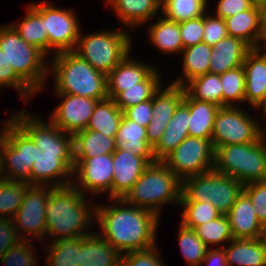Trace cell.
<instances>
[{
	"mask_svg": "<svg viewBox=\"0 0 266 266\" xmlns=\"http://www.w3.org/2000/svg\"><path fill=\"white\" fill-rule=\"evenodd\" d=\"M34 116L20 110L11 117L41 150L32 165L31 185L62 187L72 184L73 136L61 131L51 120L45 122Z\"/></svg>",
	"mask_w": 266,
	"mask_h": 266,
	"instance_id": "cell-1",
	"label": "cell"
},
{
	"mask_svg": "<svg viewBox=\"0 0 266 266\" xmlns=\"http://www.w3.org/2000/svg\"><path fill=\"white\" fill-rule=\"evenodd\" d=\"M112 204H96L100 235L121 254L142 251L156 245L159 216L148 209L132 206L123 198H110Z\"/></svg>",
	"mask_w": 266,
	"mask_h": 266,
	"instance_id": "cell-2",
	"label": "cell"
},
{
	"mask_svg": "<svg viewBox=\"0 0 266 266\" xmlns=\"http://www.w3.org/2000/svg\"><path fill=\"white\" fill-rule=\"evenodd\" d=\"M87 201L88 198L73 184L53 187L46 203L45 236L49 235L48 238L54 241L92 234L89 227L96 225V204L91 206Z\"/></svg>",
	"mask_w": 266,
	"mask_h": 266,
	"instance_id": "cell-3",
	"label": "cell"
},
{
	"mask_svg": "<svg viewBox=\"0 0 266 266\" xmlns=\"http://www.w3.org/2000/svg\"><path fill=\"white\" fill-rule=\"evenodd\" d=\"M51 59L48 74H53V93L72 94L98 101L108 97L107 75L93 68L75 52H60Z\"/></svg>",
	"mask_w": 266,
	"mask_h": 266,
	"instance_id": "cell-4",
	"label": "cell"
},
{
	"mask_svg": "<svg viewBox=\"0 0 266 266\" xmlns=\"http://www.w3.org/2000/svg\"><path fill=\"white\" fill-rule=\"evenodd\" d=\"M182 181L162 161L150 163L123 199L159 217L166 204L179 205Z\"/></svg>",
	"mask_w": 266,
	"mask_h": 266,
	"instance_id": "cell-5",
	"label": "cell"
},
{
	"mask_svg": "<svg viewBox=\"0 0 266 266\" xmlns=\"http://www.w3.org/2000/svg\"><path fill=\"white\" fill-rule=\"evenodd\" d=\"M0 49L8 65L39 94L49 77L48 57L37 47L26 43L11 24L0 26Z\"/></svg>",
	"mask_w": 266,
	"mask_h": 266,
	"instance_id": "cell-6",
	"label": "cell"
},
{
	"mask_svg": "<svg viewBox=\"0 0 266 266\" xmlns=\"http://www.w3.org/2000/svg\"><path fill=\"white\" fill-rule=\"evenodd\" d=\"M127 29L79 33L73 52L86 60L93 68L108 75L132 49V36Z\"/></svg>",
	"mask_w": 266,
	"mask_h": 266,
	"instance_id": "cell-7",
	"label": "cell"
},
{
	"mask_svg": "<svg viewBox=\"0 0 266 266\" xmlns=\"http://www.w3.org/2000/svg\"><path fill=\"white\" fill-rule=\"evenodd\" d=\"M4 125V126H3ZM0 131V162L4 180L31 185V170L40 148L10 118Z\"/></svg>",
	"mask_w": 266,
	"mask_h": 266,
	"instance_id": "cell-8",
	"label": "cell"
},
{
	"mask_svg": "<svg viewBox=\"0 0 266 266\" xmlns=\"http://www.w3.org/2000/svg\"><path fill=\"white\" fill-rule=\"evenodd\" d=\"M214 170L242 184L266 180V149L261 138L255 142L216 147Z\"/></svg>",
	"mask_w": 266,
	"mask_h": 266,
	"instance_id": "cell-9",
	"label": "cell"
},
{
	"mask_svg": "<svg viewBox=\"0 0 266 266\" xmlns=\"http://www.w3.org/2000/svg\"><path fill=\"white\" fill-rule=\"evenodd\" d=\"M243 191L244 184L213 169L184 179L179 202H209L227 215Z\"/></svg>",
	"mask_w": 266,
	"mask_h": 266,
	"instance_id": "cell-10",
	"label": "cell"
},
{
	"mask_svg": "<svg viewBox=\"0 0 266 266\" xmlns=\"http://www.w3.org/2000/svg\"><path fill=\"white\" fill-rule=\"evenodd\" d=\"M29 5L44 19L45 32L48 34V56L50 53L52 56L74 51L81 31L75 11L58 8L48 1Z\"/></svg>",
	"mask_w": 266,
	"mask_h": 266,
	"instance_id": "cell-11",
	"label": "cell"
},
{
	"mask_svg": "<svg viewBox=\"0 0 266 266\" xmlns=\"http://www.w3.org/2000/svg\"><path fill=\"white\" fill-rule=\"evenodd\" d=\"M239 106L220 107L215 116L211 141L214 149L229 144L255 142L260 138L261 122Z\"/></svg>",
	"mask_w": 266,
	"mask_h": 266,
	"instance_id": "cell-12",
	"label": "cell"
},
{
	"mask_svg": "<svg viewBox=\"0 0 266 266\" xmlns=\"http://www.w3.org/2000/svg\"><path fill=\"white\" fill-rule=\"evenodd\" d=\"M214 154L211 140L188 136L162 162L183 181L213 170Z\"/></svg>",
	"mask_w": 266,
	"mask_h": 266,
	"instance_id": "cell-13",
	"label": "cell"
},
{
	"mask_svg": "<svg viewBox=\"0 0 266 266\" xmlns=\"http://www.w3.org/2000/svg\"><path fill=\"white\" fill-rule=\"evenodd\" d=\"M52 188L38 185H30L27 188L21 206L12 218L21 240H30V235L37 241L45 239L46 203Z\"/></svg>",
	"mask_w": 266,
	"mask_h": 266,
	"instance_id": "cell-14",
	"label": "cell"
},
{
	"mask_svg": "<svg viewBox=\"0 0 266 266\" xmlns=\"http://www.w3.org/2000/svg\"><path fill=\"white\" fill-rule=\"evenodd\" d=\"M113 174L112 154L93 158H74L72 184L85 196L86 193L93 195L109 193V198H112Z\"/></svg>",
	"mask_w": 266,
	"mask_h": 266,
	"instance_id": "cell-15",
	"label": "cell"
},
{
	"mask_svg": "<svg viewBox=\"0 0 266 266\" xmlns=\"http://www.w3.org/2000/svg\"><path fill=\"white\" fill-rule=\"evenodd\" d=\"M62 99L49 119L63 132L74 136L87 128L98 100L66 93H55Z\"/></svg>",
	"mask_w": 266,
	"mask_h": 266,
	"instance_id": "cell-16",
	"label": "cell"
},
{
	"mask_svg": "<svg viewBox=\"0 0 266 266\" xmlns=\"http://www.w3.org/2000/svg\"><path fill=\"white\" fill-rule=\"evenodd\" d=\"M160 88L152 97V119L146 127L147 141L154 148L165 132L178 105L183 101L185 89L170 83Z\"/></svg>",
	"mask_w": 266,
	"mask_h": 266,
	"instance_id": "cell-17",
	"label": "cell"
},
{
	"mask_svg": "<svg viewBox=\"0 0 266 266\" xmlns=\"http://www.w3.org/2000/svg\"><path fill=\"white\" fill-rule=\"evenodd\" d=\"M155 157H140L128 150L116 149L112 153V198H123Z\"/></svg>",
	"mask_w": 266,
	"mask_h": 266,
	"instance_id": "cell-18",
	"label": "cell"
},
{
	"mask_svg": "<svg viewBox=\"0 0 266 266\" xmlns=\"http://www.w3.org/2000/svg\"><path fill=\"white\" fill-rule=\"evenodd\" d=\"M245 71V98L252 108H256L266 94V46L251 49L243 63Z\"/></svg>",
	"mask_w": 266,
	"mask_h": 266,
	"instance_id": "cell-19",
	"label": "cell"
},
{
	"mask_svg": "<svg viewBox=\"0 0 266 266\" xmlns=\"http://www.w3.org/2000/svg\"><path fill=\"white\" fill-rule=\"evenodd\" d=\"M130 54L107 75V93L111 99L124 91V88L140 87V82L155 69L150 64L131 58Z\"/></svg>",
	"mask_w": 266,
	"mask_h": 266,
	"instance_id": "cell-20",
	"label": "cell"
},
{
	"mask_svg": "<svg viewBox=\"0 0 266 266\" xmlns=\"http://www.w3.org/2000/svg\"><path fill=\"white\" fill-rule=\"evenodd\" d=\"M224 20L228 36L242 40L251 49L265 47V37L261 27L260 7L253 6L249 10L237 13Z\"/></svg>",
	"mask_w": 266,
	"mask_h": 266,
	"instance_id": "cell-21",
	"label": "cell"
},
{
	"mask_svg": "<svg viewBox=\"0 0 266 266\" xmlns=\"http://www.w3.org/2000/svg\"><path fill=\"white\" fill-rule=\"evenodd\" d=\"M162 0H110L107 5L125 28L137 29L161 13ZM157 15V16H155Z\"/></svg>",
	"mask_w": 266,
	"mask_h": 266,
	"instance_id": "cell-22",
	"label": "cell"
},
{
	"mask_svg": "<svg viewBox=\"0 0 266 266\" xmlns=\"http://www.w3.org/2000/svg\"><path fill=\"white\" fill-rule=\"evenodd\" d=\"M233 238H262L263 225L256 216L250 198L242 192L227 214Z\"/></svg>",
	"mask_w": 266,
	"mask_h": 266,
	"instance_id": "cell-23",
	"label": "cell"
},
{
	"mask_svg": "<svg viewBox=\"0 0 266 266\" xmlns=\"http://www.w3.org/2000/svg\"><path fill=\"white\" fill-rule=\"evenodd\" d=\"M122 254L113 248L99 232L80 239L79 266H121Z\"/></svg>",
	"mask_w": 266,
	"mask_h": 266,
	"instance_id": "cell-24",
	"label": "cell"
},
{
	"mask_svg": "<svg viewBox=\"0 0 266 266\" xmlns=\"http://www.w3.org/2000/svg\"><path fill=\"white\" fill-rule=\"evenodd\" d=\"M251 48L242 40L227 36L211 47L209 73L222 74L242 66Z\"/></svg>",
	"mask_w": 266,
	"mask_h": 266,
	"instance_id": "cell-25",
	"label": "cell"
},
{
	"mask_svg": "<svg viewBox=\"0 0 266 266\" xmlns=\"http://www.w3.org/2000/svg\"><path fill=\"white\" fill-rule=\"evenodd\" d=\"M221 248L228 266H266V244L262 238H233Z\"/></svg>",
	"mask_w": 266,
	"mask_h": 266,
	"instance_id": "cell-26",
	"label": "cell"
},
{
	"mask_svg": "<svg viewBox=\"0 0 266 266\" xmlns=\"http://www.w3.org/2000/svg\"><path fill=\"white\" fill-rule=\"evenodd\" d=\"M189 107L182 101L176 108L160 141L153 148L155 161H162L188 134Z\"/></svg>",
	"mask_w": 266,
	"mask_h": 266,
	"instance_id": "cell-27",
	"label": "cell"
},
{
	"mask_svg": "<svg viewBox=\"0 0 266 266\" xmlns=\"http://www.w3.org/2000/svg\"><path fill=\"white\" fill-rule=\"evenodd\" d=\"M183 102L189 107V137L211 140L215 116L220 107L211 102L193 99L186 91Z\"/></svg>",
	"mask_w": 266,
	"mask_h": 266,
	"instance_id": "cell-28",
	"label": "cell"
},
{
	"mask_svg": "<svg viewBox=\"0 0 266 266\" xmlns=\"http://www.w3.org/2000/svg\"><path fill=\"white\" fill-rule=\"evenodd\" d=\"M117 149L128 150L140 157H155L147 141L146 127L123 115L115 137Z\"/></svg>",
	"mask_w": 266,
	"mask_h": 266,
	"instance_id": "cell-29",
	"label": "cell"
},
{
	"mask_svg": "<svg viewBox=\"0 0 266 266\" xmlns=\"http://www.w3.org/2000/svg\"><path fill=\"white\" fill-rule=\"evenodd\" d=\"M162 16V17H161ZM157 20L148 27L149 40L153 46L167 55L171 53L180 55L183 50L179 23L158 15Z\"/></svg>",
	"mask_w": 266,
	"mask_h": 266,
	"instance_id": "cell-30",
	"label": "cell"
},
{
	"mask_svg": "<svg viewBox=\"0 0 266 266\" xmlns=\"http://www.w3.org/2000/svg\"><path fill=\"white\" fill-rule=\"evenodd\" d=\"M211 46L201 42L182 50V74L170 82L184 87L192 79L209 73Z\"/></svg>",
	"mask_w": 266,
	"mask_h": 266,
	"instance_id": "cell-31",
	"label": "cell"
},
{
	"mask_svg": "<svg viewBox=\"0 0 266 266\" xmlns=\"http://www.w3.org/2000/svg\"><path fill=\"white\" fill-rule=\"evenodd\" d=\"M74 158H93L112 154L116 149L115 137L84 129L73 136Z\"/></svg>",
	"mask_w": 266,
	"mask_h": 266,
	"instance_id": "cell-32",
	"label": "cell"
},
{
	"mask_svg": "<svg viewBox=\"0 0 266 266\" xmlns=\"http://www.w3.org/2000/svg\"><path fill=\"white\" fill-rule=\"evenodd\" d=\"M123 115L124 112L116 105L114 99L107 97L97 101L86 129L116 137Z\"/></svg>",
	"mask_w": 266,
	"mask_h": 266,
	"instance_id": "cell-33",
	"label": "cell"
},
{
	"mask_svg": "<svg viewBox=\"0 0 266 266\" xmlns=\"http://www.w3.org/2000/svg\"><path fill=\"white\" fill-rule=\"evenodd\" d=\"M26 6L24 19L11 25L26 43L37 47L48 56V34L45 32L44 19L30 5Z\"/></svg>",
	"mask_w": 266,
	"mask_h": 266,
	"instance_id": "cell-34",
	"label": "cell"
},
{
	"mask_svg": "<svg viewBox=\"0 0 266 266\" xmlns=\"http://www.w3.org/2000/svg\"><path fill=\"white\" fill-rule=\"evenodd\" d=\"M81 238L82 237L58 238L51 241L50 246L45 244L43 248L46 252V266H79Z\"/></svg>",
	"mask_w": 266,
	"mask_h": 266,
	"instance_id": "cell-35",
	"label": "cell"
},
{
	"mask_svg": "<svg viewBox=\"0 0 266 266\" xmlns=\"http://www.w3.org/2000/svg\"><path fill=\"white\" fill-rule=\"evenodd\" d=\"M161 77L159 69L155 67V69L140 82V87L124 88V91L120 92L114 98L116 105L124 112L131 106L152 99L155 92L162 85Z\"/></svg>",
	"mask_w": 266,
	"mask_h": 266,
	"instance_id": "cell-36",
	"label": "cell"
},
{
	"mask_svg": "<svg viewBox=\"0 0 266 266\" xmlns=\"http://www.w3.org/2000/svg\"><path fill=\"white\" fill-rule=\"evenodd\" d=\"M185 91L198 101L211 102L222 107V84L220 74L206 73L184 86Z\"/></svg>",
	"mask_w": 266,
	"mask_h": 266,
	"instance_id": "cell-37",
	"label": "cell"
},
{
	"mask_svg": "<svg viewBox=\"0 0 266 266\" xmlns=\"http://www.w3.org/2000/svg\"><path fill=\"white\" fill-rule=\"evenodd\" d=\"M207 0H162L161 15L177 23L198 18L207 12Z\"/></svg>",
	"mask_w": 266,
	"mask_h": 266,
	"instance_id": "cell-38",
	"label": "cell"
},
{
	"mask_svg": "<svg viewBox=\"0 0 266 266\" xmlns=\"http://www.w3.org/2000/svg\"><path fill=\"white\" fill-rule=\"evenodd\" d=\"M220 80L222 84V107L239 106L240 102L242 105L245 98V71L243 65L220 74Z\"/></svg>",
	"mask_w": 266,
	"mask_h": 266,
	"instance_id": "cell-39",
	"label": "cell"
},
{
	"mask_svg": "<svg viewBox=\"0 0 266 266\" xmlns=\"http://www.w3.org/2000/svg\"><path fill=\"white\" fill-rule=\"evenodd\" d=\"M193 230L208 248L210 245L220 248L221 243L228 244L233 239L227 215H221L212 221L195 226Z\"/></svg>",
	"mask_w": 266,
	"mask_h": 266,
	"instance_id": "cell-40",
	"label": "cell"
},
{
	"mask_svg": "<svg viewBox=\"0 0 266 266\" xmlns=\"http://www.w3.org/2000/svg\"><path fill=\"white\" fill-rule=\"evenodd\" d=\"M179 225L178 243L184 260L188 266H201L208 247L192 228L185 227L181 223Z\"/></svg>",
	"mask_w": 266,
	"mask_h": 266,
	"instance_id": "cell-41",
	"label": "cell"
},
{
	"mask_svg": "<svg viewBox=\"0 0 266 266\" xmlns=\"http://www.w3.org/2000/svg\"><path fill=\"white\" fill-rule=\"evenodd\" d=\"M29 186L25 182L4 179L0 182V218L14 217Z\"/></svg>",
	"mask_w": 266,
	"mask_h": 266,
	"instance_id": "cell-42",
	"label": "cell"
},
{
	"mask_svg": "<svg viewBox=\"0 0 266 266\" xmlns=\"http://www.w3.org/2000/svg\"><path fill=\"white\" fill-rule=\"evenodd\" d=\"M183 211L180 223L188 228L202 225L221 216V213L209 202H179Z\"/></svg>",
	"mask_w": 266,
	"mask_h": 266,
	"instance_id": "cell-43",
	"label": "cell"
},
{
	"mask_svg": "<svg viewBox=\"0 0 266 266\" xmlns=\"http://www.w3.org/2000/svg\"><path fill=\"white\" fill-rule=\"evenodd\" d=\"M20 240L9 248L0 258L3 266H37L34 241ZM37 264V265H36Z\"/></svg>",
	"mask_w": 266,
	"mask_h": 266,
	"instance_id": "cell-44",
	"label": "cell"
},
{
	"mask_svg": "<svg viewBox=\"0 0 266 266\" xmlns=\"http://www.w3.org/2000/svg\"><path fill=\"white\" fill-rule=\"evenodd\" d=\"M0 87H12L17 89L24 103L35 97L36 93L16 74L14 69L8 65L4 52L0 49ZM26 99V100H25Z\"/></svg>",
	"mask_w": 266,
	"mask_h": 266,
	"instance_id": "cell-45",
	"label": "cell"
},
{
	"mask_svg": "<svg viewBox=\"0 0 266 266\" xmlns=\"http://www.w3.org/2000/svg\"><path fill=\"white\" fill-rule=\"evenodd\" d=\"M249 198L260 223L266 224V180L244 184L243 191Z\"/></svg>",
	"mask_w": 266,
	"mask_h": 266,
	"instance_id": "cell-46",
	"label": "cell"
},
{
	"mask_svg": "<svg viewBox=\"0 0 266 266\" xmlns=\"http://www.w3.org/2000/svg\"><path fill=\"white\" fill-rule=\"evenodd\" d=\"M228 36L225 20L207 12L204 14L203 41L209 46L215 45Z\"/></svg>",
	"mask_w": 266,
	"mask_h": 266,
	"instance_id": "cell-47",
	"label": "cell"
},
{
	"mask_svg": "<svg viewBox=\"0 0 266 266\" xmlns=\"http://www.w3.org/2000/svg\"><path fill=\"white\" fill-rule=\"evenodd\" d=\"M158 245L142 251H132L122 254L121 266H165L162 262Z\"/></svg>",
	"mask_w": 266,
	"mask_h": 266,
	"instance_id": "cell-48",
	"label": "cell"
},
{
	"mask_svg": "<svg viewBox=\"0 0 266 266\" xmlns=\"http://www.w3.org/2000/svg\"><path fill=\"white\" fill-rule=\"evenodd\" d=\"M183 49L203 41L204 15L179 23Z\"/></svg>",
	"mask_w": 266,
	"mask_h": 266,
	"instance_id": "cell-49",
	"label": "cell"
},
{
	"mask_svg": "<svg viewBox=\"0 0 266 266\" xmlns=\"http://www.w3.org/2000/svg\"><path fill=\"white\" fill-rule=\"evenodd\" d=\"M252 0H218L215 16L226 19L237 13L249 10L253 7Z\"/></svg>",
	"mask_w": 266,
	"mask_h": 266,
	"instance_id": "cell-50",
	"label": "cell"
},
{
	"mask_svg": "<svg viewBox=\"0 0 266 266\" xmlns=\"http://www.w3.org/2000/svg\"><path fill=\"white\" fill-rule=\"evenodd\" d=\"M20 240L13 220L11 218H0V258Z\"/></svg>",
	"mask_w": 266,
	"mask_h": 266,
	"instance_id": "cell-51",
	"label": "cell"
},
{
	"mask_svg": "<svg viewBox=\"0 0 266 266\" xmlns=\"http://www.w3.org/2000/svg\"><path fill=\"white\" fill-rule=\"evenodd\" d=\"M152 109V99H150L127 108L124 115L141 126L147 127L152 119Z\"/></svg>",
	"mask_w": 266,
	"mask_h": 266,
	"instance_id": "cell-52",
	"label": "cell"
},
{
	"mask_svg": "<svg viewBox=\"0 0 266 266\" xmlns=\"http://www.w3.org/2000/svg\"><path fill=\"white\" fill-rule=\"evenodd\" d=\"M205 266H228L225 252L223 248H212L206 251L205 258L203 259L201 265Z\"/></svg>",
	"mask_w": 266,
	"mask_h": 266,
	"instance_id": "cell-53",
	"label": "cell"
},
{
	"mask_svg": "<svg viewBox=\"0 0 266 266\" xmlns=\"http://www.w3.org/2000/svg\"><path fill=\"white\" fill-rule=\"evenodd\" d=\"M261 27L265 37L266 46V3L260 7Z\"/></svg>",
	"mask_w": 266,
	"mask_h": 266,
	"instance_id": "cell-54",
	"label": "cell"
},
{
	"mask_svg": "<svg viewBox=\"0 0 266 266\" xmlns=\"http://www.w3.org/2000/svg\"><path fill=\"white\" fill-rule=\"evenodd\" d=\"M260 108L261 110H263L262 113L264 114L263 116L265 117V121H266V94H265L263 101L255 109L258 110Z\"/></svg>",
	"mask_w": 266,
	"mask_h": 266,
	"instance_id": "cell-55",
	"label": "cell"
},
{
	"mask_svg": "<svg viewBox=\"0 0 266 266\" xmlns=\"http://www.w3.org/2000/svg\"><path fill=\"white\" fill-rule=\"evenodd\" d=\"M260 138L266 149V130L264 128H261Z\"/></svg>",
	"mask_w": 266,
	"mask_h": 266,
	"instance_id": "cell-56",
	"label": "cell"
},
{
	"mask_svg": "<svg viewBox=\"0 0 266 266\" xmlns=\"http://www.w3.org/2000/svg\"><path fill=\"white\" fill-rule=\"evenodd\" d=\"M252 3L254 6L261 7L266 3V0H252Z\"/></svg>",
	"mask_w": 266,
	"mask_h": 266,
	"instance_id": "cell-57",
	"label": "cell"
},
{
	"mask_svg": "<svg viewBox=\"0 0 266 266\" xmlns=\"http://www.w3.org/2000/svg\"><path fill=\"white\" fill-rule=\"evenodd\" d=\"M262 239H263L264 243L266 244V224L263 226Z\"/></svg>",
	"mask_w": 266,
	"mask_h": 266,
	"instance_id": "cell-58",
	"label": "cell"
},
{
	"mask_svg": "<svg viewBox=\"0 0 266 266\" xmlns=\"http://www.w3.org/2000/svg\"><path fill=\"white\" fill-rule=\"evenodd\" d=\"M3 180L2 172H1V162H0V182Z\"/></svg>",
	"mask_w": 266,
	"mask_h": 266,
	"instance_id": "cell-59",
	"label": "cell"
}]
</instances>
